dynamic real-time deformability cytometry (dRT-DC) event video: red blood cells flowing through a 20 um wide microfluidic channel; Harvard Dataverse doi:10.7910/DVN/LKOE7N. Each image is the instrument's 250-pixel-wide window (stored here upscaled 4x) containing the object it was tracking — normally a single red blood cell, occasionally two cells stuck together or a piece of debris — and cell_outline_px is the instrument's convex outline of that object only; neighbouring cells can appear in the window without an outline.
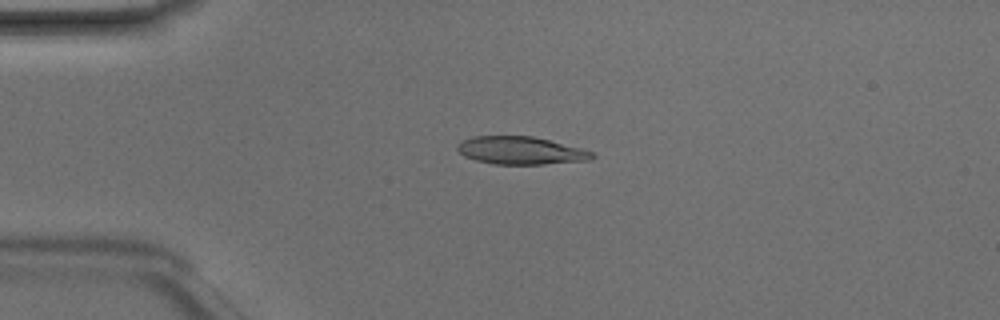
{"species": "Egyptian fruit bat (a non-hibernating species)", "species_latin": "Rousettus aegyptiacus", "temperature_condition": "room temperature", "stored_images_in_passage": 42, "camera_frame_rate_fps": 3000, "um_per_image_px": 0.085, "animal": {"sex": "male"}, "frame": {"image": 1, "passage_image": 6, "time_ms": 1.667, "image_size_px": [1000, 320], "cell_outline_px": [[596, 156], [588, 160], [544, 164], [492, 164], [476, 160], [464, 156], [456, 148], [456, 144], [472, 136], [532, 136], [580, 148], [592, 152]], "centroid_in_image_um": [44.22, 12.79], "position_along_channel_um": 40.8, "area_um2": 21.62}}
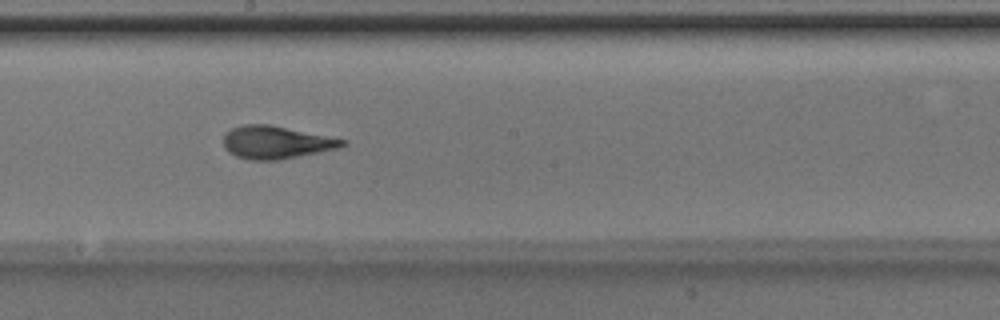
{"frame": {"image": 2, "passage_image": 21, "time_ms": 6.667, "image_size_px": [1000, 320], "cell_outline_px": [[348, 144], [336, 148], [320, 152], [280, 160], [248, 160], [236, 156], [228, 152], [224, 148], [224, 132], [232, 128], [244, 124], [268, 124], [348, 140]], "centroid_in_image_um": [23.45, 12.1], "position_along_channel_um": 224.8, "area_um2": 22.77}}
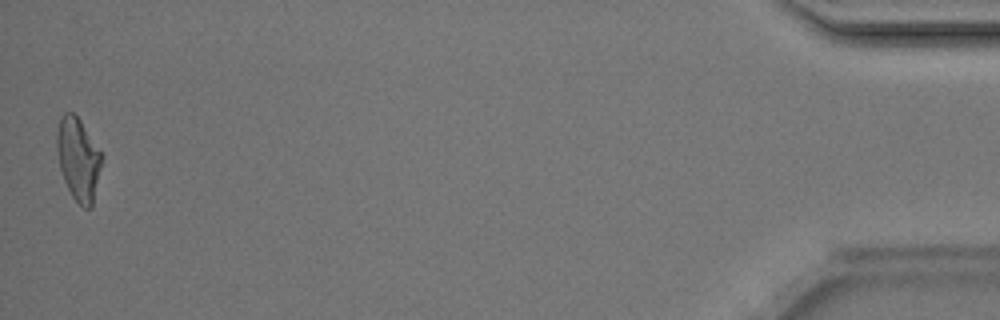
{"frame": {"image": 3, "passage_image": 42, "time_ms": 13.667, "image_size_px": [1000, 320], "cell_outline_px": [[104, 156], [92, 208], [84, 208], [72, 196], [64, 180], [60, 168], [56, 148], [56, 132], [60, 120], [64, 112], [72, 112], [80, 120]], "centroid_in_image_um": [6.67, 13.53], "position_along_channel_um": 428.5, "area_um2": 21.68}, "authors_computed_cell_mechanics": {"area_um2": 21.9929, "velocity_mm_per_s": 4.2326, "shape_relaxation_time_tau1_ms": 2.0642, "shape_relaxation_time_tau2_ms": 0.9411, "deformation_change_tau1": 0.1582, "deformation_change_tau2": 0.0939}}